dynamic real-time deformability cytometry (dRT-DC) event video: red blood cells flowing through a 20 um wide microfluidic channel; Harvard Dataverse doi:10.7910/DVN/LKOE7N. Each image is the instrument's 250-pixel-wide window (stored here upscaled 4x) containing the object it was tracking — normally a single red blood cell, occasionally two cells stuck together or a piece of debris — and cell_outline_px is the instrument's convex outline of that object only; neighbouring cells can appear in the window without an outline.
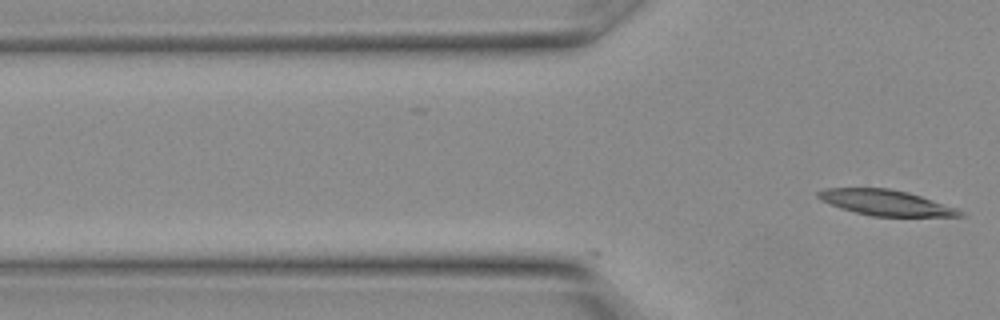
{"species": "Egyptian fruit bat (a non-hibernating species)", "species_latin": "Rousettus aegyptiacus", "temperature_condition": "warm", "stored_images_in_passage": 8, "camera_frame_rate_fps": 3000, "um_per_image_px": 0.085, "animal": {"sex": "female"}, "frame": {"image": 1, "passage_image": 8, "time_ms": 2.333, "image_size_px": [1000, 320], "cell_outline_px": [[964, 216], [872, 216], [840, 208], [820, 200], [816, 196], [816, 192], [824, 188], [888, 188], [908, 192], [956, 208], [964, 212]], "centroid_in_image_um": [75.24, 17.22], "position_along_channel_um": 50.6, "area_um2": 20.92}}